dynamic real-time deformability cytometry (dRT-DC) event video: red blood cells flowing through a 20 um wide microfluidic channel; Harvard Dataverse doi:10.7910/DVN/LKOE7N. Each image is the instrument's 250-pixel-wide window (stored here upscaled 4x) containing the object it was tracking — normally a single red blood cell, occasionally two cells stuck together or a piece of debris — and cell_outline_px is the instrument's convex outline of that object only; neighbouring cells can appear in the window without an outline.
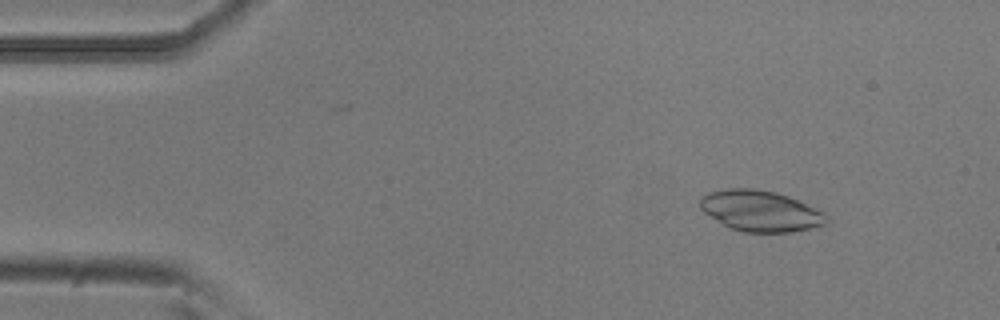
{"species": "common noctule bat (a hibernating species)", "species_latin": "Nyctalus noctula", "temperature_condition": "room temperature", "stored_images_in_passage": 2, "camera_frame_rate_fps": 3000, "um_per_image_px": 0.085, "animal": {"sex": "male", "body_mass_g": 20.5, "forearm_length_mm": 52.5}, "frame": {"image": 1, "passage_image": 2, "time_ms": 0.333, "image_size_px": [1000, 320], "cell_outline_px": [[828, 220], [824, 224], [792, 232], [744, 232], [728, 228], [704, 212], [700, 208], [700, 200], [708, 192], [728, 188], [752, 188], [776, 192], [788, 196], [816, 208], [824, 212]], "centroid_in_image_um": [64.61, 17.93], "position_along_channel_um": 20.4, "area_um2": 30.0}}